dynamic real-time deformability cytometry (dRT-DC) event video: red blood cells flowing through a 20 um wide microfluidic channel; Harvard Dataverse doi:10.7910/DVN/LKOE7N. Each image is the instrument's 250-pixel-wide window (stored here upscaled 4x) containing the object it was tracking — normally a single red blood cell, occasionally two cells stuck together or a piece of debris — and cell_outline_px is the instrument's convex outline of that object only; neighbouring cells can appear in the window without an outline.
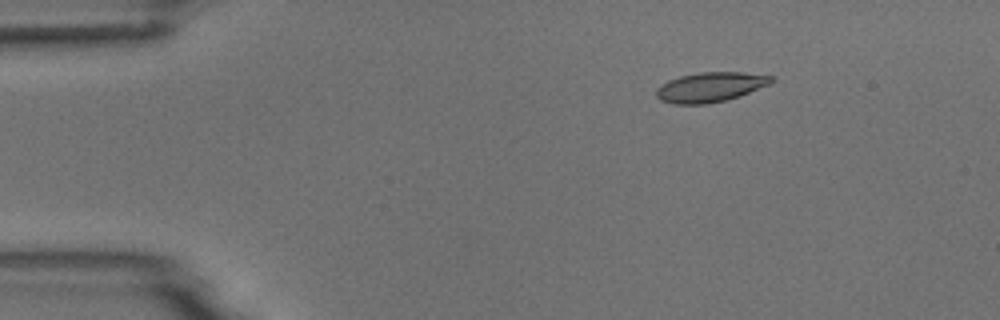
{"species": "common noctule bat (a hibernating species)", "species_latin": "Nyctalus noctula", "temperature_condition": "room temperature", "stored_images_in_passage": 5, "camera_frame_rate_fps": 3000, "um_per_image_px": 0.085, "animal": {"sex": "male", "body_mass_g": 18.8}, "frame": {"image": 1, "passage_image": 3, "time_ms": 2.333, "image_size_px": [1000, 320], "cell_outline_px": [[776, 80], [772, 84], [740, 96], [708, 104], [672, 104], [660, 100], [656, 96], [656, 88], [660, 84], [668, 80], [680, 76], [700, 72], [744, 72], [772, 76]], "centroid_in_image_um": [60.39, 7.4], "position_along_channel_um": 24.6, "area_um2": 20.23}}